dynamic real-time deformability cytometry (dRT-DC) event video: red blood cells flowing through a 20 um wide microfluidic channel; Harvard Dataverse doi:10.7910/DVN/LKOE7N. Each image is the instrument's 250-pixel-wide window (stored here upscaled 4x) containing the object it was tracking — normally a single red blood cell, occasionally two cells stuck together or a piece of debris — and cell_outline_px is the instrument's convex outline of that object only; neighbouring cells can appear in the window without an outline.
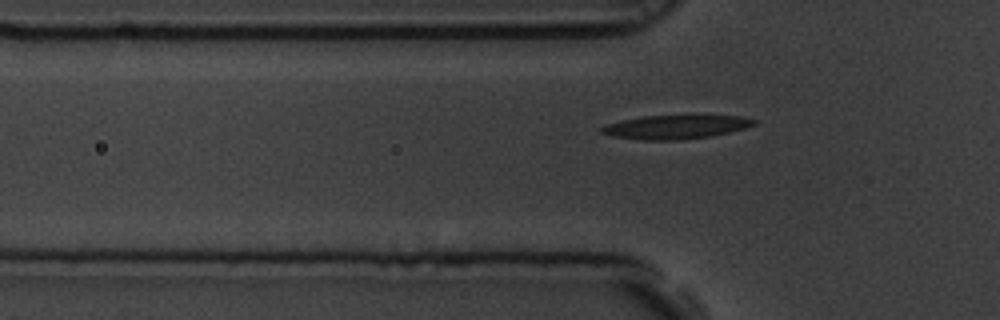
{"species": "common noctule bat (a hibernating species)", "species_latin": "Nyctalus noctula", "temperature_condition": "room temperature", "stored_images_in_passage": 42, "camera_frame_rate_fps": 3000, "um_per_image_px": 0.085, "animal": {"sex": "male", "body_mass_g": 19.5, "forearm_length_mm": 54.6}, "frame": {"image": 1, "passage_image": 10, "time_ms": 3.0, "image_size_px": [1000, 320], "cell_outline_px": [[756, 124], [744, 128], [712, 136], [680, 140], [644, 140], [612, 136], [600, 132], [600, 128], [608, 124], [640, 116], [744, 116], [756, 120]], "centroid_in_image_um": [57.44, 10.8], "position_along_channel_um": 68.4, "area_um2": 20.87}}
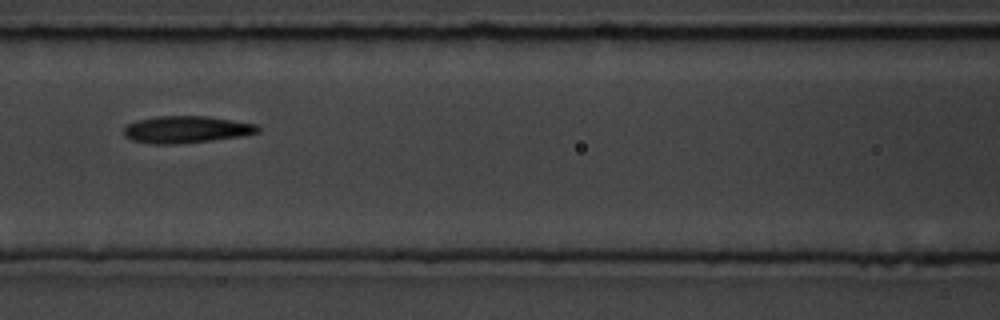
{"frame": {"image": 2, "passage_image": 17, "time_ms": 5.333, "image_size_px": [1000, 320], "cell_outline_px": [[260, 132], [244, 136], [212, 140], [176, 144], [152, 144], [132, 140], [124, 136], [124, 128], [128, 124], [136, 120], [156, 116], [208, 116], [256, 124], [260, 128]], "centroid_in_image_um": [15.84, 11.01], "position_along_channel_um": 150.8, "area_um2": 21.21}}
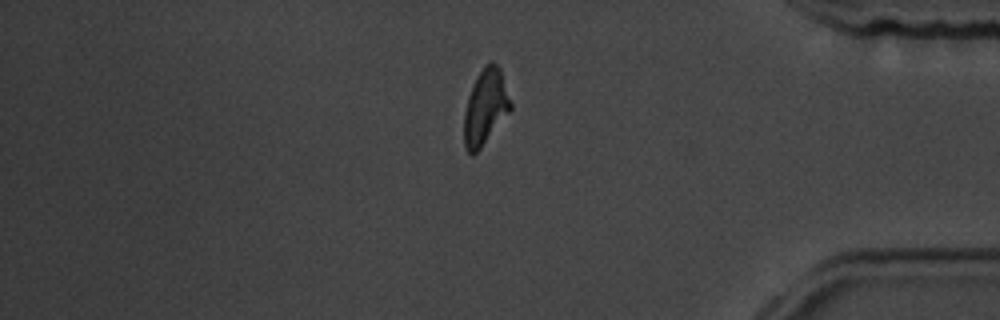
{"frame": {"image": 3, "passage_image": 40, "time_ms": 13.0, "image_size_px": [1000, 320], "cell_outline_px": [[512, 108], [480, 148], [472, 156], [464, 148], [464, 112], [468, 96], [472, 84], [484, 64], [492, 60], [500, 68], [512, 104]], "centroid_in_image_um": [41.24, 9.07], "position_along_channel_um": 394.0, "area_um2": 20.4}, "authors_computed_cell_mechanics": {"area_um2": 20.7502, "velocity_mm_per_s": 3.5327, "shape_relaxation_time_tau1_ms": 5.2829, "shape_relaxation_time_tau2_ms": 7.2816, "deformation_change_tau1": 0.1815, "deformation_change_tau2": 0.1707}}